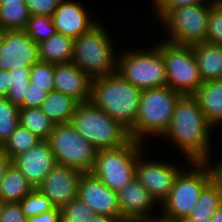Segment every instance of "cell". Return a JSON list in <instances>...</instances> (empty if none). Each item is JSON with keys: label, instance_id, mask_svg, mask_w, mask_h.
<instances>
[{"label": "cell", "instance_id": "6", "mask_svg": "<svg viewBox=\"0 0 222 222\" xmlns=\"http://www.w3.org/2000/svg\"><path fill=\"white\" fill-rule=\"evenodd\" d=\"M189 165V169L183 168L180 171L168 198L160 206L159 215L165 220L177 222L187 217L202 190L211 182L210 171L205 162H189Z\"/></svg>", "mask_w": 222, "mask_h": 222}, {"label": "cell", "instance_id": "10", "mask_svg": "<svg viewBox=\"0 0 222 222\" xmlns=\"http://www.w3.org/2000/svg\"><path fill=\"white\" fill-rule=\"evenodd\" d=\"M166 69V85L181 95H193L203 84L192 46L166 41L156 44Z\"/></svg>", "mask_w": 222, "mask_h": 222}, {"label": "cell", "instance_id": "7", "mask_svg": "<svg viewBox=\"0 0 222 222\" xmlns=\"http://www.w3.org/2000/svg\"><path fill=\"white\" fill-rule=\"evenodd\" d=\"M125 49L117 57V73L141 90L166 86V69L160 48Z\"/></svg>", "mask_w": 222, "mask_h": 222}, {"label": "cell", "instance_id": "35", "mask_svg": "<svg viewBox=\"0 0 222 222\" xmlns=\"http://www.w3.org/2000/svg\"><path fill=\"white\" fill-rule=\"evenodd\" d=\"M206 42L222 45V5L214 3L210 8Z\"/></svg>", "mask_w": 222, "mask_h": 222}, {"label": "cell", "instance_id": "42", "mask_svg": "<svg viewBox=\"0 0 222 222\" xmlns=\"http://www.w3.org/2000/svg\"><path fill=\"white\" fill-rule=\"evenodd\" d=\"M10 89L9 71L0 70V97H6Z\"/></svg>", "mask_w": 222, "mask_h": 222}, {"label": "cell", "instance_id": "27", "mask_svg": "<svg viewBox=\"0 0 222 222\" xmlns=\"http://www.w3.org/2000/svg\"><path fill=\"white\" fill-rule=\"evenodd\" d=\"M30 18L25 3L0 5V28L3 30H24Z\"/></svg>", "mask_w": 222, "mask_h": 222}, {"label": "cell", "instance_id": "43", "mask_svg": "<svg viewBox=\"0 0 222 222\" xmlns=\"http://www.w3.org/2000/svg\"><path fill=\"white\" fill-rule=\"evenodd\" d=\"M11 164V160L7 157V155L0 149V183L5 175V172L9 165Z\"/></svg>", "mask_w": 222, "mask_h": 222}, {"label": "cell", "instance_id": "9", "mask_svg": "<svg viewBox=\"0 0 222 222\" xmlns=\"http://www.w3.org/2000/svg\"><path fill=\"white\" fill-rule=\"evenodd\" d=\"M213 4L214 1L169 10L160 19L168 36L164 41L187 46L206 41L208 16Z\"/></svg>", "mask_w": 222, "mask_h": 222}, {"label": "cell", "instance_id": "21", "mask_svg": "<svg viewBox=\"0 0 222 222\" xmlns=\"http://www.w3.org/2000/svg\"><path fill=\"white\" fill-rule=\"evenodd\" d=\"M191 46L202 80L220 79L222 75V45L204 41Z\"/></svg>", "mask_w": 222, "mask_h": 222}, {"label": "cell", "instance_id": "25", "mask_svg": "<svg viewBox=\"0 0 222 222\" xmlns=\"http://www.w3.org/2000/svg\"><path fill=\"white\" fill-rule=\"evenodd\" d=\"M19 124L41 140H47L54 123L37 107H19Z\"/></svg>", "mask_w": 222, "mask_h": 222}, {"label": "cell", "instance_id": "13", "mask_svg": "<svg viewBox=\"0 0 222 222\" xmlns=\"http://www.w3.org/2000/svg\"><path fill=\"white\" fill-rule=\"evenodd\" d=\"M77 197L95 214L108 215L122 222L116 191L104 185L92 172L82 173Z\"/></svg>", "mask_w": 222, "mask_h": 222}, {"label": "cell", "instance_id": "5", "mask_svg": "<svg viewBox=\"0 0 222 222\" xmlns=\"http://www.w3.org/2000/svg\"><path fill=\"white\" fill-rule=\"evenodd\" d=\"M70 123L97 150L119 147L131 139L127 128L91 102L79 103Z\"/></svg>", "mask_w": 222, "mask_h": 222}, {"label": "cell", "instance_id": "17", "mask_svg": "<svg viewBox=\"0 0 222 222\" xmlns=\"http://www.w3.org/2000/svg\"><path fill=\"white\" fill-rule=\"evenodd\" d=\"M14 165L37 188L56 165L54 154L47 140H40L30 150L11 159Z\"/></svg>", "mask_w": 222, "mask_h": 222}, {"label": "cell", "instance_id": "30", "mask_svg": "<svg viewBox=\"0 0 222 222\" xmlns=\"http://www.w3.org/2000/svg\"><path fill=\"white\" fill-rule=\"evenodd\" d=\"M19 125V107L0 97V147Z\"/></svg>", "mask_w": 222, "mask_h": 222}, {"label": "cell", "instance_id": "45", "mask_svg": "<svg viewBox=\"0 0 222 222\" xmlns=\"http://www.w3.org/2000/svg\"><path fill=\"white\" fill-rule=\"evenodd\" d=\"M210 222H222V205L210 217Z\"/></svg>", "mask_w": 222, "mask_h": 222}, {"label": "cell", "instance_id": "50", "mask_svg": "<svg viewBox=\"0 0 222 222\" xmlns=\"http://www.w3.org/2000/svg\"><path fill=\"white\" fill-rule=\"evenodd\" d=\"M213 1H214V3H216V4L222 5V0H213Z\"/></svg>", "mask_w": 222, "mask_h": 222}, {"label": "cell", "instance_id": "47", "mask_svg": "<svg viewBox=\"0 0 222 222\" xmlns=\"http://www.w3.org/2000/svg\"><path fill=\"white\" fill-rule=\"evenodd\" d=\"M7 3H25V0H0V5H7Z\"/></svg>", "mask_w": 222, "mask_h": 222}, {"label": "cell", "instance_id": "40", "mask_svg": "<svg viewBox=\"0 0 222 222\" xmlns=\"http://www.w3.org/2000/svg\"><path fill=\"white\" fill-rule=\"evenodd\" d=\"M204 162L210 171L211 182L217 187L222 195V158H219V160L216 161L213 159V156H211Z\"/></svg>", "mask_w": 222, "mask_h": 222}, {"label": "cell", "instance_id": "44", "mask_svg": "<svg viewBox=\"0 0 222 222\" xmlns=\"http://www.w3.org/2000/svg\"><path fill=\"white\" fill-rule=\"evenodd\" d=\"M88 222H118L114 217L108 215L94 214Z\"/></svg>", "mask_w": 222, "mask_h": 222}, {"label": "cell", "instance_id": "15", "mask_svg": "<svg viewBox=\"0 0 222 222\" xmlns=\"http://www.w3.org/2000/svg\"><path fill=\"white\" fill-rule=\"evenodd\" d=\"M116 193L122 222H141L160 217L153 214L160 205L136 177Z\"/></svg>", "mask_w": 222, "mask_h": 222}, {"label": "cell", "instance_id": "37", "mask_svg": "<svg viewBox=\"0 0 222 222\" xmlns=\"http://www.w3.org/2000/svg\"><path fill=\"white\" fill-rule=\"evenodd\" d=\"M62 0H25L30 15L52 16Z\"/></svg>", "mask_w": 222, "mask_h": 222}, {"label": "cell", "instance_id": "12", "mask_svg": "<svg viewBox=\"0 0 222 222\" xmlns=\"http://www.w3.org/2000/svg\"><path fill=\"white\" fill-rule=\"evenodd\" d=\"M142 152L137 159L136 178L144 188L161 204L168 198L174 181L183 167L172 164L169 160L143 158ZM145 159V160H144Z\"/></svg>", "mask_w": 222, "mask_h": 222}, {"label": "cell", "instance_id": "2", "mask_svg": "<svg viewBox=\"0 0 222 222\" xmlns=\"http://www.w3.org/2000/svg\"><path fill=\"white\" fill-rule=\"evenodd\" d=\"M141 93L115 73L92 78L90 102L129 130L136 121Z\"/></svg>", "mask_w": 222, "mask_h": 222}, {"label": "cell", "instance_id": "8", "mask_svg": "<svg viewBox=\"0 0 222 222\" xmlns=\"http://www.w3.org/2000/svg\"><path fill=\"white\" fill-rule=\"evenodd\" d=\"M143 148V143L130 139L119 147L99 149L92 173L117 192L136 177L137 159L144 152Z\"/></svg>", "mask_w": 222, "mask_h": 222}, {"label": "cell", "instance_id": "18", "mask_svg": "<svg viewBox=\"0 0 222 222\" xmlns=\"http://www.w3.org/2000/svg\"><path fill=\"white\" fill-rule=\"evenodd\" d=\"M83 7L79 1L62 0L52 15L56 31L76 39L97 26L100 20L88 15Z\"/></svg>", "mask_w": 222, "mask_h": 222}, {"label": "cell", "instance_id": "34", "mask_svg": "<svg viewBox=\"0 0 222 222\" xmlns=\"http://www.w3.org/2000/svg\"><path fill=\"white\" fill-rule=\"evenodd\" d=\"M95 213L79 197L61 208V222H88Z\"/></svg>", "mask_w": 222, "mask_h": 222}, {"label": "cell", "instance_id": "4", "mask_svg": "<svg viewBox=\"0 0 222 222\" xmlns=\"http://www.w3.org/2000/svg\"><path fill=\"white\" fill-rule=\"evenodd\" d=\"M109 33L99 23L91 31L74 39L71 63L91 78L117 73L118 55H115L117 50Z\"/></svg>", "mask_w": 222, "mask_h": 222}, {"label": "cell", "instance_id": "38", "mask_svg": "<svg viewBox=\"0 0 222 222\" xmlns=\"http://www.w3.org/2000/svg\"><path fill=\"white\" fill-rule=\"evenodd\" d=\"M0 222H27L19 202L4 203L0 214Z\"/></svg>", "mask_w": 222, "mask_h": 222}, {"label": "cell", "instance_id": "36", "mask_svg": "<svg viewBox=\"0 0 222 222\" xmlns=\"http://www.w3.org/2000/svg\"><path fill=\"white\" fill-rule=\"evenodd\" d=\"M154 14L156 15V19L159 20L171 9H174L179 6H190V5H198L204 4L207 2H212L213 0H152ZM206 1V2H205Z\"/></svg>", "mask_w": 222, "mask_h": 222}, {"label": "cell", "instance_id": "22", "mask_svg": "<svg viewBox=\"0 0 222 222\" xmlns=\"http://www.w3.org/2000/svg\"><path fill=\"white\" fill-rule=\"evenodd\" d=\"M74 39L56 32L38 44L39 59L42 62L70 63L73 56Z\"/></svg>", "mask_w": 222, "mask_h": 222}, {"label": "cell", "instance_id": "32", "mask_svg": "<svg viewBox=\"0 0 222 222\" xmlns=\"http://www.w3.org/2000/svg\"><path fill=\"white\" fill-rule=\"evenodd\" d=\"M19 204L27 218L44 212H49L55 208L50 199L46 197L38 188H33L19 202Z\"/></svg>", "mask_w": 222, "mask_h": 222}, {"label": "cell", "instance_id": "28", "mask_svg": "<svg viewBox=\"0 0 222 222\" xmlns=\"http://www.w3.org/2000/svg\"><path fill=\"white\" fill-rule=\"evenodd\" d=\"M222 205V195L217 187L210 182L201 192L199 199L188 217L205 218L211 217Z\"/></svg>", "mask_w": 222, "mask_h": 222}, {"label": "cell", "instance_id": "24", "mask_svg": "<svg viewBox=\"0 0 222 222\" xmlns=\"http://www.w3.org/2000/svg\"><path fill=\"white\" fill-rule=\"evenodd\" d=\"M32 189L25 176L10 164L0 183V199L4 203L20 202Z\"/></svg>", "mask_w": 222, "mask_h": 222}, {"label": "cell", "instance_id": "11", "mask_svg": "<svg viewBox=\"0 0 222 222\" xmlns=\"http://www.w3.org/2000/svg\"><path fill=\"white\" fill-rule=\"evenodd\" d=\"M47 141L56 164L66 165L83 173L92 172L97 149L70 122L54 124Z\"/></svg>", "mask_w": 222, "mask_h": 222}, {"label": "cell", "instance_id": "48", "mask_svg": "<svg viewBox=\"0 0 222 222\" xmlns=\"http://www.w3.org/2000/svg\"><path fill=\"white\" fill-rule=\"evenodd\" d=\"M141 222H176V221H168V220H165L161 217H156V218H153V219H150V220H145V221H141Z\"/></svg>", "mask_w": 222, "mask_h": 222}, {"label": "cell", "instance_id": "29", "mask_svg": "<svg viewBox=\"0 0 222 222\" xmlns=\"http://www.w3.org/2000/svg\"><path fill=\"white\" fill-rule=\"evenodd\" d=\"M10 89L6 98L13 104L20 107L25 98L27 89L30 87V67H18L9 71Z\"/></svg>", "mask_w": 222, "mask_h": 222}, {"label": "cell", "instance_id": "33", "mask_svg": "<svg viewBox=\"0 0 222 222\" xmlns=\"http://www.w3.org/2000/svg\"><path fill=\"white\" fill-rule=\"evenodd\" d=\"M30 84L34 87L46 88V92L54 91V63L39 61L30 68Z\"/></svg>", "mask_w": 222, "mask_h": 222}, {"label": "cell", "instance_id": "19", "mask_svg": "<svg viewBox=\"0 0 222 222\" xmlns=\"http://www.w3.org/2000/svg\"><path fill=\"white\" fill-rule=\"evenodd\" d=\"M92 78L73 63L54 64V90L78 103L90 102Z\"/></svg>", "mask_w": 222, "mask_h": 222}, {"label": "cell", "instance_id": "49", "mask_svg": "<svg viewBox=\"0 0 222 222\" xmlns=\"http://www.w3.org/2000/svg\"><path fill=\"white\" fill-rule=\"evenodd\" d=\"M4 38H5V30L0 28V48L4 42Z\"/></svg>", "mask_w": 222, "mask_h": 222}, {"label": "cell", "instance_id": "14", "mask_svg": "<svg viewBox=\"0 0 222 222\" xmlns=\"http://www.w3.org/2000/svg\"><path fill=\"white\" fill-rule=\"evenodd\" d=\"M39 61L38 44L24 30H5L4 42L0 48V70L31 68Z\"/></svg>", "mask_w": 222, "mask_h": 222}, {"label": "cell", "instance_id": "20", "mask_svg": "<svg viewBox=\"0 0 222 222\" xmlns=\"http://www.w3.org/2000/svg\"><path fill=\"white\" fill-rule=\"evenodd\" d=\"M210 125L217 129L222 125V80L204 81L193 94ZM217 127V128H216Z\"/></svg>", "mask_w": 222, "mask_h": 222}, {"label": "cell", "instance_id": "3", "mask_svg": "<svg viewBox=\"0 0 222 222\" xmlns=\"http://www.w3.org/2000/svg\"><path fill=\"white\" fill-rule=\"evenodd\" d=\"M181 96L167 85L142 90L136 121L128 130L131 139L145 144L147 138L162 137Z\"/></svg>", "mask_w": 222, "mask_h": 222}, {"label": "cell", "instance_id": "23", "mask_svg": "<svg viewBox=\"0 0 222 222\" xmlns=\"http://www.w3.org/2000/svg\"><path fill=\"white\" fill-rule=\"evenodd\" d=\"M78 104L72 97L54 90L39 108L54 124H62L71 121Z\"/></svg>", "mask_w": 222, "mask_h": 222}, {"label": "cell", "instance_id": "51", "mask_svg": "<svg viewBox=\"0 0 222 222\" xmlns=\"http://www.w3.org/2000/svg\"><path fill=\"white\" fill-rule=\"evenodd\" d=\"M3 204H4V202L0 199V214H1Z\"/></svg>", "mask_w": 222, "mask_h": 222}, {"label": "cell", "instance_id": "39", "mask_svg": "<svg viewBox=\"0 0 222 222\" xmlns=\"http://www.w3.org/2000/svg\"><path fill=\"white\" fill-rule=\"evenodd\" d=\"M47 95L48 93L46 92V88L34 87V84H31L30 87L27 89L24 102L20 107L39 108L43 101L46 99Z\"/></svg>", "mask_w": 222, "mask_h": 222}, {"label": "cell", "instance_id": "1", "mask_svg": "<svg viewBox=\"0 0 222 222\" xmlns=\"http://www.w3.org/2000/svg\"><path fill=\"white\" fill-rule=\"evenodd\" d=\"M212 132L214 128L204 116L197 99L193 95H182L175 105L170 125L161 138L176 145L187 159L186 163L204 162L213 154Z\"/></svg>", "mask_w": 222, "mask_h": 222}, {"label": "cell", "instance_id": "16", "mask_svg": "<svg viewBox=\"0 0 222 222\" xmlns=\"http://www.w3.org/2000/svg\"><path fill=\"white\" fill-rule=\"evenodd\" d=\"M82 173L75 168L56 164L37 188L55 207L62 208L78 196Z\"/></svg>", "mask_w": 222, "mask_h": 222}, {"label": "cell", "instance_id": "26", "mask_svg": "<svg viewBox=\"0 0 222 222\" xmlns=\"http://www.w3.org/2000/svg\"><path fill=\"white\" fill-rule=\"evenodd\" d=\"M40 140L39 137L19 124L0 149L11 160L16 155L30 150Z\"/></svg>", "mask_w": 222, "mask_h": 222}, {"label": "cell", "instance_id": "31", "mask_svg": "<svg viewBox=\"0 0 222 222\" xmlns=\"http://www.w3.org/2000/svg\"><path fill=\"white\" fill-rule=\"evenodd\" d=\"M24 31L36 44L47 40L57 32L52 16L49 15H30Z\"/></svg>", "mask_w": 222, "mask_h": 222}, {"label": "cell", "instance_id": "41", "mask_svg": "<svg viewBox=\"0 0 222 222\" xmlns=\"http://www.w3.org/2000/svg\"><path fill=\"white\" fill-rule=\"evenodd\" d=\"M61 208L55 207L49 212L27 218V222H61Z\"/></svg>", "mask_w": 222, "mask_h": 222}, {"label": "cell", "instance_id": "46", "mask_svg": "<svg viewBox=\"0 0 222 222\" xmlns=\"http://www.w3.org/2000/svg\"><path fill=\"white\" fill-rule=\"evenodd\" d=\"M177 222H210V218L209 217H205V218H190V217H184L182 219H180Z\"/></svg>", "mask_w": 222, "mask_h": 222}]
</instances>
